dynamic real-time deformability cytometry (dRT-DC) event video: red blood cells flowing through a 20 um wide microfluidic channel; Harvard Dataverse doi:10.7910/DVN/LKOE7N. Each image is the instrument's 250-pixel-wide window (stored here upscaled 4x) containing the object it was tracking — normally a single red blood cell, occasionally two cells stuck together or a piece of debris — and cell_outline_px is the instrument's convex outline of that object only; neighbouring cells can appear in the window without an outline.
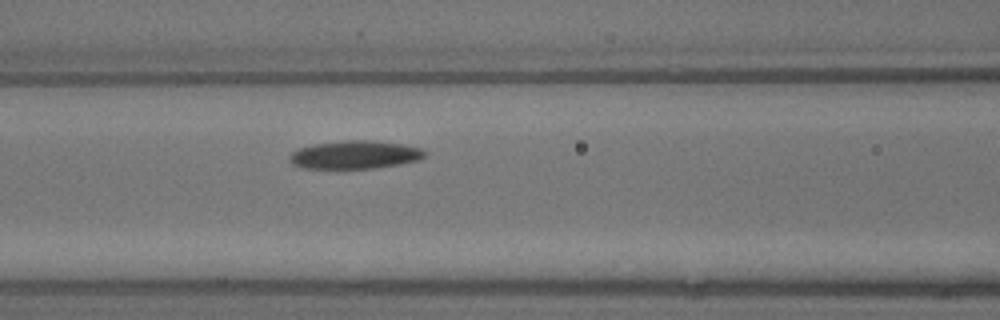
{"species": "common noctule bat (a hibernating species)", "species_latin": "Nyctalus noctula", "temperature_condition": "warm", "stored_images_in_passage": 5, "segment_of_instrument_passage": [1, 2], "camera_frame_rate_fps": 3000, "um_per_image_px": 0.085, "animal": {"sex": "male", "body_mass_g": 13.3}, "frame": {"image": 1, "passage_image": 4, "time_ms": 1.0, "image_size_px": [1000, 320], "cell_outline_px": [[424, 156], [420, 160], [400, 164], [376, 168], [300, 168], [292, 164], [292, 152], [300, 148], [316, 144], [344, 140], [364, 140], [400, 144], [420, 148], [424, 152]], "centroid_in_image_um": [30.18, 13.16], "position_along_channel_um": 136.4, "area_um2": 21.73}}